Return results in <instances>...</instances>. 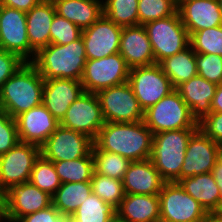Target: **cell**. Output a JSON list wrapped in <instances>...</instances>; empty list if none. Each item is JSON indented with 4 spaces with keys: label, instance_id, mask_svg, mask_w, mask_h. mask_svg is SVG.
<instances>
[{
    "label": "cell",
    "instance_id": "cell-31",
    "mask_svg": "<svg viewBox=\"0 0 222 222\" xmlns=\"http://www.w3.org/2000/svg\"><path fill=\"white\" fill-rule=\"evenodd\" d=\"M116 208L91 194L72 215L74 222H111Z\"/></svg>",
    "mask_w": 222,
    "mask_h": 222
},
{
    "label": "cell",
    "instance_id": "cell-27",
    "mask_svg": "<svg viewBox=\"0 0 222 222\" xmlns=\"http://www.w3.org/2000/svg\"><path fill=\"white\" fill-rule=\"evenodd\" d=\"M56 13L74 23L81 30L87 29L103 15V0H52Z\"/></svg>",
    "mask_w": 222,
    "mask_h": 222
},
{
    "label": "cell",
    "instance_id": "cell-13",
    "mask_svg": "<svg viewBox=\"0 0 222 222\" xmlns=\"http://www.w3.org/2000/svg\"><path fill=\"white\" fill-rule=\"evenodd\" d=\"M0 48L32 62L36 52L30 47L27 36L26 13L3 6L0 11Z\"/></svg>",
    "mask_w": 222,
    "mask_h": 222
},
{
    "label": "cell",
    "instance_id": "cell-16",
    "mask_svg": "<svg viewBox=\"0 0 222 222\" xmlns=\"http://www.w3.org/2000/svg\"><path fill=\"white\" fill-rule=\"evenodd\" d=\"M6 218L14 222L28 214L43 210L52 205V196L40 190L31 182L12 185L5 191Z\"/></svg>",
    "mask_w": 222,
    "mask_h": 222
},
{
    "label": "cell",
    "instance_id": "cell-51",
    "mask_svg": "<svg viewBox=\"0 0 222 222\" xmlns=\"http://www.w3.org/2000/svg\"><path fill=\"white\" fill-rule=\"evenodd\" d=\"M111 222H127V221H124L122 219H120L117 215L111 220Z\"/></svg>",
    "mask_w": 222,
    "mask_h": 222
},
{
    "label": "cell",
    "instance_id": "cell-49",
    "mask_svg": "<svg viewBox=\"0 0 222 222\" xmlns=\"http://www.w3.org/2000/svg\"><path fill=\"white\" fill-rule=\"evenodd\" d=\"M0 222H8L6 218V202H0Z\"/></svg>",
    "mask_w": 222,
    "mask_h": 222
},
{
    "label": "cell",
    "instance_id": "cell-50",
    "mask_svg": "<svg viewBox=\"0 0 222 222\" xmlns=\"http://www.w3.org/2000/svg\"><path fill=\"white\" fill-rule=\"evenodd\" d=\"M0 202H5V191L0 186Z\"/></svg>",
    "mask_w": 222,
    "mask_h": 222
},
{
    "label": "cell",
    "instance_id": "cell-3",
    "mask_svg": "<svg viewBox=\"0 0 222 222\" xmlns=\"http://www.w3.org/2000/svg\"><path fill=\"white\" fill-rule=\"evenodd\" d=\"M87 61L82 37L68 43H50L41 48L31 62L44 79L65 78L80 81Z\"/></svg>",
    "mask_w": 222,
    "mask_h": 222
},
{
    "label": "cell",
    "instance_id": "cell-14",
    "mask_svg": "<svg viewBox=\"0 0 222 222\" xmlns=\"http://www.w3.org/2000/svg\"><path fill=\"white\" fill-rule=\"evenodd\" d=\"M105 121L95 93L83 92L68 108L59 125L95 139Z\"/></svg>",
    "mask_w": 222,
    "mask_h": 222
},
{
    "label": "cell",
    "instance_id": "cell-7",
    "mask_svg": "<svg viewBox=\"0 0 222 222\" xmlns=\"http://www.w3.org/2000/svg\"><path fill=\"white\" fill-rule=\"evenodd\" d=\"M105 122L132 123L143 121L144 111L129 82L96 93Z\"/></svg>",
    "mask_w": 222,
    "mask_h": 222
},
{
    "label": "cell",
    "instance_id": "cell-45",
    "mask_svg": "<svg viewBox=\"0 0 222 222\" xmlns=\"http://www.w3.org/2000/svg\"><path fill=\"white\" fill-rule=\"evenodd\" d=\"M211 112L222 113V83L217 85L211 104Z\"/></svg>",
    "mask_w": 222,
    "mask_h": 222
},
{
    "label": "cell",
    "instance_id": "cell-30",
    "mask_svg": "<svg viewBox=\"0 0 222 222\" xmlns=\"http://www.w3.org/2000/svg\"><path fill=\"white\" fill-rule=\"evenodd\" d=\"M53 164L61 183L90 182L95 172L92 151L86 157Z\"/></svg>",
    "mask_w": 222,
    "mask_h": 222
},
{
    "label": "cell",
    "instance_id": "cell-2",
    "mask_svg": "<svg viewBox=\"0 0 222 222\" xmlns=\"http://www.w3.org/2000/svg\"><path fill=\"white\" fill-rule=\"evenodd\" d=\"M44 78L31 62H25L0 90V109L12 118L42 103Z\"/></svg>",
    "mask_w": 222,
    "mask_h": 222
},
{
    "label": "cell",
    "instance_id": "cell-48",
    "mask_svg": "<svg viewBox=\"0 0 222 222\" xmlns=\"http://www.w3.org/2000/svg\"><path fill=\"white\" fill-rule=\"evenodd\" d=\"M204 222H222V217L217 213H209Z\"/></svg>",
    "mask_w": 222,
    "mask_h": 222
},
{
    "label": "cell",
    "instance_id": "cell-41",
    "mask_svg": "<svg viewBox=\"0 0 222 222\" xmlns=\"http://www.w3.org/2000/svg\"><path fill=\"white\" fill-rule=\"evenodd\" d=\"M14 222H74L72 216L62 215L53 205L17 218Z\"/></svg>",
    "mask_w": 222,
    "mask_h": 222
},
{
    "label": "cell",
    "instance_id": "cell-47",
    "mask_svg": "<svg viewBox=\"0 0 222 222\" xmlns=\"http://www.w3.org/2000/svg\"><path fill=\"white\" fill-rule=\"evenodd\" d=\"M217 186L219 187V192L222 197V171H212Z\"/></svg>",
    "mask_w": 222,
    "mask_h": 222
},
{
    "label": "cell",
    "instance_id": "cell-17",
    "mask_svg": "<svg viewBox=\"0 0 222 222\" xmlns=\"http://www.w3.org/2000/svg\"><path fill=\"white\" fill-rule=\"evenodd\" d=\"M219 144L198 128L190 137L180 179L212 172L217 162Z\"/></svg>",
    "mask_w": 222,
    "mask_h": 222
},
{
    "label": "cell",
    "instance_id": "cell-9",
    "mask_svg": "<svg viewBox=\"0 0 222 222\" xmlns=\"http://www.w3.org/2000/svg\"><path fill=\"white\" fill-rule=\"evenodd\" d=\"M130 67L120 53L85 62L81 83L84 92L98 93L128 81Z\"/></svg>",
    "mask_w": 222,
    "mask_h": 222
},
{
    "label": "cell",
    "instance_id": "cell-43",
    "mask_svg": "<svg viewBox=\"0 0 222 222\" xmlns=\"http://www.w3.org/2000/svg\"><path fill=\"white\" fill-rule=\"evenodd\" d=\"M198 125L214 142L222 144V113L211 112L199 121Z\"/></svg>",
    "mask_w": 222,
    "mask_h": 222
},
{
    "label": "cell",
    "instance_id": "cell-29",
    "mask_svg": "<svg viewBox=\"0 0 222 222\" xmlns=\"http://www.w3.org/2000/svg\"><path fill=\"white\" fill-rule=\"evenodd\" d=\"M91 194V182L61 183L52 196V205L62 215L72 216Z\"/></svg>",
    "mask_w": 222,
    "mask_h": 222
},
{
    "label": "cell",
    "instance_id": "cell-40",
    "mask_svg": "<svg viewBox=\"0 0 222 222\" xmlns=\"http://www.w3.org/2000/svg\"><path fill=\"white\" fill-rule=\"evenodd\" d=\"M19 142L16 120L0 109V155L7 153Z\"/></svg>",
    "mask_w": 222,
    "mask_h": 222
},
{
    "label": "cell",
    "instance_id": "cell-23",
    "mask_svg": "<svg viewBox=\"0 0 222 222\" xmlns=\"http://www.w3.org/2000/svg\"><path fill=\"white\" fill-rule=\"evenodd\" d=\"M216 87V84L196 75L181 83L175 90L189 106L192 116L199 122L211 113Z\"/></svg>",
    "mask_w": 222,
    "mask_h": 222
},
{
    "label": "cell",
    "instance_id": "cell-12",
    "mask_svg": "<svg viewBox=\"0 0 222 222\" xmlns=\"http://www.w3.org/2000/svg\"><path fill=\"white\" fill-rule=\"evenodd\" d=\"M40 155L39 146L24 142L0 155L1 188L6 191L12 185L29 182L34 163Z\"/></svg>",
    "mask_w": 222,
    "mask_h": 222
},
{
    "label": "cell",
    "instance_id": "cell-11",
    "mask_svg": "<svg viewBox=\"0 0 222 222\" xmlns=\"http://www.w3.org/2000/svg\"><path fill=\"white\" fill-rule=\"evenodd\" d=\"M93 144L86 134L59 125L40 146V154L52 162L75 160L86 157Z\"/></svg>",
    "mask_w": 222,
    "mask_h": 222
},
{
    "label": "cell",
    "instance_id": "cell-39",
    "mask_svg": "<svg viewBox=\"0 0 222 222\" xmlns=\"http://www.w3.org/2000/svg\"><path fill=\"white\" fill-rule=\"evenodd\" d=\"M198 75L219 85L222 83V56L215 54H195Z\"/></svg>",
    "mask_w": 222,
    "mask_h": 222
},
{
    "label": "cell",
    "instance_id": "cell-52",
    "mask_svg": "<svg viewBox=\"0 0 222 222\" xmlns=\"http://www.w3.org/2000/svg\"><path fill=\"white\" fill-rule=\"evenodd\" d=\"M183 1H192V0H177V6H179Z\"/></svg>",
    "mask_w": 222,
    "mask_h": 222
},
{
    "label": "cell",
    "instance_id": "cell-26",
    "mask_svg": "<svg viewBox=\"0 0 222 222\" xmlns=\"http://www.w3.org/2000/svg\"><path fill=\"white\" fill-rule=\"evenodd\" d=\"M179 185L198 201L208 213H217L222 205V197L211 172L182 178Z\"/></svg>",
    "mask_w": 222,
    "mask_h": 222
},
{
    "label": "cell",
    "instance_id": "cell-32",
    "mask_svg": "<svg viewBox=\"0 0 222 222\" xmlns=\"http://www.w3.org/2000/svg\"><path fill=\"white\" fill-rule=\"evenodd\" d=\"M103 15L121 27L138 25V0H103Z\"/></svg>",
    "mask_w": 222,
    "mask_h": 222
},
{
    "label": "cell",
    "instance_id": "cell-21",
    "mask_svg": "<svg viewBox=\"0 0 222 222\" xmlns=\"http://www.w3.org/2000/svg\"><path fill=\"white\" fill-rule=\"evenodd\" d=\"M119 53L130 68L155 64L151 43L143 25L123 27Z\"/></svg>",
    "mask_w": 222,
    "mask_h": 222
},
{
    "label": "cell",
    "instance_id": "cell-46",
    "mask_svg": "<svg viewBox=\"0 0 222 222\" xmlns=\"http://www.w3.org/2000/svg\"><path fill=\"white\" fill-rule=\"evenodd\" d=\"M212 171H222V144H219L217 153V162Z\"/></svg>",
    "mask_w": 222,
    "mask_h": 222
},
{
    "label": "cell",
    "instance_id": "cell-1",
    "mask_svg": "<svg viewBox=\"0 0 222 222\" xmlns=\"http://www.w3.org/2000/svg\"><path fill=\"white\" fill-rule=\"evenodd\" d=\"M92 150L112 152L131 162L150 159L153 133L143 121L105 122L93 140Z\"/></svg>",
    "mask_w": 222,
    "mask_h": 222
},
{
    "label": "cell",
    "instance_id": "cell-15",
    "mask_svg": "<svg viewBox=\"0 0 222 222\" xmlns=\"http://www.w3.org/2000/svg\"><path fill=\"white\" fill-rule=\"evenodd\" d=\"M122 29L123 27L102 15L90 27L82 30L87 60L119 53Z\"/></svg>",
    "mask_w": 222,
    "mask_h": 222
},
{
    "label": "cell",
    "instance_id": "cell-8",
    "mask_svg": "<svg viewBox=\"0 0 222 222\" xmlns=\"http://www.w3.org/2000/svg\"><path fill=\"white\" fill-rule=\"evenodd\" d=\"M159 201L160 219L167 222H204L209 214L178 182H165Z\"/></svg>",
    "mask_w": 222,
    "mask_h": 222
},
{
    "label": "cell",
    "instance_id": "cell-5",
    "mask_svg": "<svg viewBox=\"0 0 222 222\" xmlns=\"http://www.w3.org/2000/svg\"><path fill=\"white\" fill-rule=\"evenodd\" d=\"M143 122L153 134L170 130L199 128L189 106L176 90L145 110Z\"/></svg>",
    "mask_w": 222,
    "mask_h": 222
},
{
    "label": "cell",
    "instance_id": "cell-35",
    "mask_svg": "<svg viewBox=\"0 0 222 222\" xmlns=\"http://www.w3.org/2000/svg\"><path fill=\"white\" fill-rule=\"evenodd\" d=\"M29 182L50 196H53L61 186V181L53 162L43 158L41 155L34 163Z\"/></svg>",
    "mask_w": 222,
    "mask_h": 222
},
{
    "label": "cell",
    "instance_id": "cell-44",
    "mask_svg": "<svg viewBox=\"0 0 222 222\" xmlns=\"http://www.w3.org/2000/svg\"><path fill=\"white\" fill-rule=\"evenodd\" d=\"M41 0H0L3 6L15 8L27 13L34 6H36Z\"/></svg>",
    "mask_w": 222,
    "mask_h": 222
},
{
    "label": "cell",
    "instance_id": "cell-33",
    "mask_svg": "<svg viewBox=\"0 0 222 222\" xmlns=\"http://www.w3.org/2000/svg\"><path fill=\"white\" fill-rule=\"evenodd\" d=\"M95 173L122 180L131 161L121 155L102 150H92Z\"/></svg>",
    "mask_w": 222,
    "mask_h": 222
},
{
    "label": "cell",
    "instance_id": "cell-28",
    "mask_svg": "<svg viewBox=\"0 0 222 222\" xmlns=\"http://www.w3.org/2000/svg\"><path fill=\"white\" fill-rule=\"evenodd\" d=\"M195 54L189 46L158 63L174 88L198 75Z\"/></svg>",
    "mask_w": 222,
    "mask_h": 222
},
{
    "label": "cell",
    "instance_id": "cell-18",
    "mask_svg": "<svg viewBox=\"0 0 222 222\" xmlns=\"http://www.w3.org/2000/svg\"><path fill=\"white\" fill-rule=\"evenodd\" d=\"M20 142L41 146L59 126V121L41 103L16 118Z\"/></svg>",
    "mask_w": 222,
    "mask_h": 222
},
{
    "label": "cell",
    "instance_id": "cell-54",
    "mask_svg": "<svg viewBox=\"0 0 222 222\" xmlns=\"http://www.w3.org/2000/svg\"><path fill=\"white\" fill-rule=\"evenodd\" d=\"M219 1V5H220V10H221V13H222V0H218Z\"/></svg>",
    "mask_w": 222,
    "mask_h": 222
},
{
    "label": "cell",
    "instance_id": "cell-25",
    "mask_svg": "<svg viewBox=\"0 0 222 222\" xmlns=\"http://www.w3.org/2000/svg\"><path fill=\"white\" fill-rule=\"evenodd\" d=\"M116 215L127 222H155L160 219L159 195L125 194Z\"/></svg>",
    "mask_w": 222,
    "mask_h": 222
},
{
    "label": "cell",
    "instance_id": "cell-4",
    "mask_svg": "<svg viewBox=\"0 0 222 222\" xmlns=\"http://www.w3.org/2000/svg\"><path fill=\"white\" fill-rule=\"evenodd\" d=\"M197 129H179L153 134L150 160L165 182H178L186 148Z\"/></svg>",
    "mask_w": 222,
    "mask_h": 222
},
{
    "label": "cell",
    "instance_id": "cell-20",
    "mask_svg": "<svg viewBox=\"0 0 222 222\" xmlns=\"http://www.w3.org/2000/svg\"><path fill=\"white\" fill-rule=\"evenodd\" d=\"M178 12L190 36L196 31L222 25L218 0L183 1Z\"/></svg>",
    "mask_w": 222,
    "mask_h": 222
},
{
    "label": "cell",
    "instance_id": "cell-10",
    "mask_svg": "<svg viewBox=\"0 0 222 222\" xmlns=\"http://www.w3.org/2000/svg\"><path fill=\"white\" fill-rule=\"evenodd\" d=\"M128 82L143 111L175 90L158 63L130 68Z\"/></svg>",
    "mask_w": 222,
    "mask_h": 222
},
{
    "label": "cell",
    "instance_id": "cell-19",
    "mask_svg": "<svg viewBox=\"0 0 222 222\" xmlns=\"http://www.w3.org/2000/svg\"><path fill=\"white\" fill-rule=\"evenodd\" d=\"M84 92L81 81L44 79L42 104L60 122L70 105Z\"/></svg>",
    "mask_w": 222,
    "mask_h": 222
},
{
    "label": "cell",
    "instance_id": "cell-22",
    "mask_svg": "<svg viewBox=\"0 0 222 222\" xmlns=\"http://www.w3.org/2000/svg\"><path fill=\"white\" fill-rule=\"evenodd\" d=\"M125 194L159 195L165 181L150 159L131 162L122 179Z\"/></svg>",
    "mask_w": 222,
    "mask_h": 222
},
{
    "label": "cell",
    "instance_id": "cell-37",
    "mask_svg": "<svg viewBox=\"0 0 222 222\" xmlns=\"http://www.w3.org/2000/svg\"><path fill=\"white\" fill-rule=\"evenodd\" d=\"M190 46L195 53L222 56V25L194 32L190 36Z\"/></svg>",
    "mask_w": 222,
    "mask_h": 222
},
{
    "label": "cell",
    "instance_id": "cell-36",
    "mask_svg": "<svg viewBox=\"0 0 222 222\" xmlns=\"http://www.w3.org/2000/svg\"><path fill=\"white\" fill-rule=\"evenodd\" d=\"M177 12V0H138V25L166 18Z\"/></svg>",
    "mask_w": 222,
    "mask_h": 222
},
{
    "label": "cell",
    "instance_id": "cell-24",
    "mask_svg": "<svg viewBox=\"0 0 222 222\" xmlns=\"http://www.w3.org/2000/svg\"><path fill=\"white\" fill-rule=\"evenodd\" d=\"M55 14L52 0H41L26 13L27 36L36 53L50 44V26Z\"/></svg>",
    "mask_w": 222,
    "mask_h": 222
},
{
    "label": "cell",
    "instance_id": "cell-42",
    "mask_svg": "<svg viewBox=\"0 0 222 222\" xmlns=\"http://www.w3.org/2000/svg\"><path fill=\"white\" fill-rule=\"evenodd\" d=\"M25 63L18 55L0 48V90L3 84Z\"/></svg>",
    "mask_w": 222,
    "mask_h": 222
},
{
    "label": "cell",
    "instance_id": "cell-55",
    "mask_svg": "<svg viewBox=\"0 0 222 222\" xmlns=\"http://www.w3.org/2000/svg\"><path fill=\"white\" fill-rule=\"evenodd\" d=\"M155 222H167V221L159 219L158 221H155Z\"/></svg>",
    "mask_w": 222,
    "mask_h": 222
},
{
    "label": "cell",
    "instance_id": "cell-38",
    "mask_svg": "<svg viewBox=\"0 0 222 222\" xmlns=\"http://www.w3.org/2000/svg\"><path fill=\"white\" fill-rule=\"evenodd\" d=\"M81 35L82 30L78 26L59 16L57 13L55 14L50 26V43L67 45L79 39Z\"/></svg>",
    "mask_w": 222,
    "mask_h": 222
},
{
    "label": "cell",
    "instance_id": "cell-53",
    "mask_svg": "<svg viewBox=\"0 0 222 222\" xmlns=\"http://www.w3.org/2000/svg\"><path fill=\"white\" fill-rule=\"evenodd\" d=\"M217 214H219L222 217V205H221L220 210L217 212Z\"/></svg>",
    "mask_w": 222,
    "mask_h": 222
},
{
    "label": "cell",
    "instance_id": "cell-34",
    "mask_svg": "<svg viewBox=\"0 0 222 222\" xmlns=\"http://www.w3.org/2000/svg\"><path fill=\"white\" fill-rule=\"evenodd\" d=\"M92 193L97 195L104 202L118 208L125 196L122 180L110 178L98 173H93L91 179Z\"/></svg>",
    "mask_w": 222,
    "mask_h": 222
},
{
    "label": "cell",
    "instance_id": "cell-6",
    "mask_svg": "<svg viewBox=\"0 0 222 222\" xmlns=\"http://www.w3.org/2000/svg\"><path fill=\"white\" fill-rule=\"evenodd\" d=\"M143 26L151 43L155 63L190 46V35L182 23L179 12L147 22Z\"/></svg>",
    "mask_w": 222,
    "mask_h": 222
}]
</instances>
